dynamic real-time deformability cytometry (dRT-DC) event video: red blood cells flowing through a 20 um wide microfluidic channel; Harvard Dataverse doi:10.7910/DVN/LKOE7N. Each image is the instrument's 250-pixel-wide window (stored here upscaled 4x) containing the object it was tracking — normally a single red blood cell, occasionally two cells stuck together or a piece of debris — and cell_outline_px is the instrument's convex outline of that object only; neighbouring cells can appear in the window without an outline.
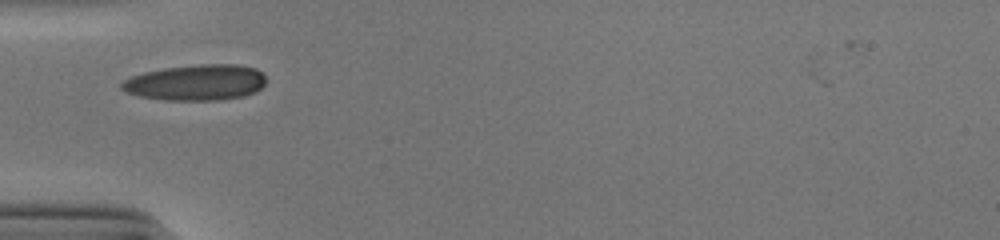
{"species": "human", "species_latin": "Homo sapiens", "temperature_condition": "cold", "stored_images_in_passage": 22, "camera_frame_rate_fps": 3000, "um_per_image_px": 0.085, "donor": {"sex": "male"}, "frame": {"image": 1, "passage_image": 1, "time_ms": 0.0, "image_size_px": [1000, 240], "cell_outline_px": [[264, 84], [256, 92], [244, 96], [212, 100], [168, 100], [140, 96], [128, 92], [120, 88], [120, 84], [124, 80], [132, 76], [144, 72], [164, 68], [200, 64], [240, 64], [256, 68], [264, 76]], "centroid_in_image_um": [16.67, 7.0], "position_along_channel_um": 68.3, "area_um2": 30.0}}
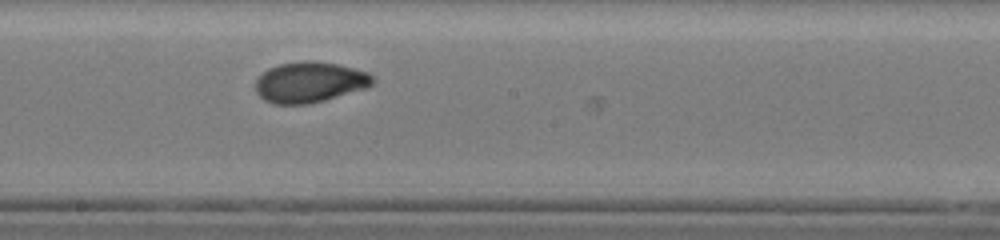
{"frame": {"image": 2, "passage_image": 13, "time_ms": 4.0, "image_size_px": [1000, 240], "cell_outline_px": [[376, 80], [368, 88], [324, 100], [308, 104], [272, 104], [264, 100], [256, 92], [256, 80], [268, 68], [280, 64], [304, 60], [308, 60], [340, 64], [368, 72]], "centroid_in_image_um": [26.35, 6.98], "position_along_channel_um": 221.9, "area_um2": 27.92}}
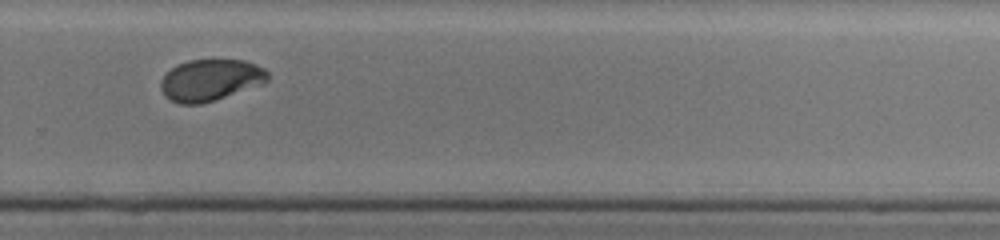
{"frame": {"image": 3, "passage_image": 20, "time_ms": 6.333, "image_size_px": [1000, 240], "cell_outline_px": [[268, 80], [264, 84], [200, 104], [180, 104], [164, 96], [160, 88], [160, 80], [176, 64], [188, 60], [244, 60], [256, 64], [264, 68], [268, 72]], "centroid_in_image_um": [17.89, 6.8], "position_along_channel_um": 311.9, "area_um2": 25.89}}